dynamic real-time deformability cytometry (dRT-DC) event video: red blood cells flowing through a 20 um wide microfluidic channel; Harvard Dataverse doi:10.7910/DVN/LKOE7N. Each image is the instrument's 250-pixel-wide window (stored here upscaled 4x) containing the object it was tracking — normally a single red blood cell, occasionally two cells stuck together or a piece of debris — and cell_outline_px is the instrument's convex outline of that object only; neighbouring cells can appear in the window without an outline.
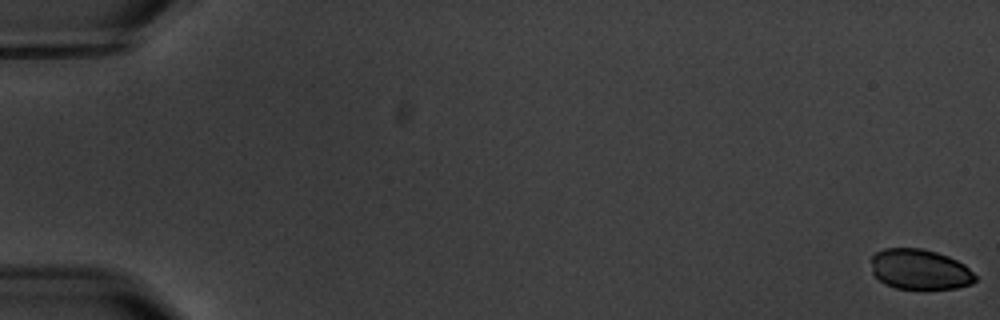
{"species": "common noctule bat (a hibernating species)", "species_latin": "Nyctalus noctula", "temperature_condition": "warm", "stored_images_in_passage": 6, "camera_frame_rate_fps": 3000, "um_per_image_px": 0.085, "animal": {"sex": "male", "body_mass_g": 20.1, "forearm_length_mm": 53.5}, "frame": {"image": 1, "passage_image": 1, "time_ms": 0.0, "image_size_px": [1000, 320], "cell_outline_px": [[976, 280], [972, 284], [956, 288], [896, 288], [884, 284], [872, 272], [872, 256], [876, 252], [884, 248], [920, 248], [936, 252], [948, 256], [964, 264], [976, 276]], "centroid_in_image_um": [78.18, 22.89], "position_along_channel_um": 6.8, "area_um2": 24.28}}
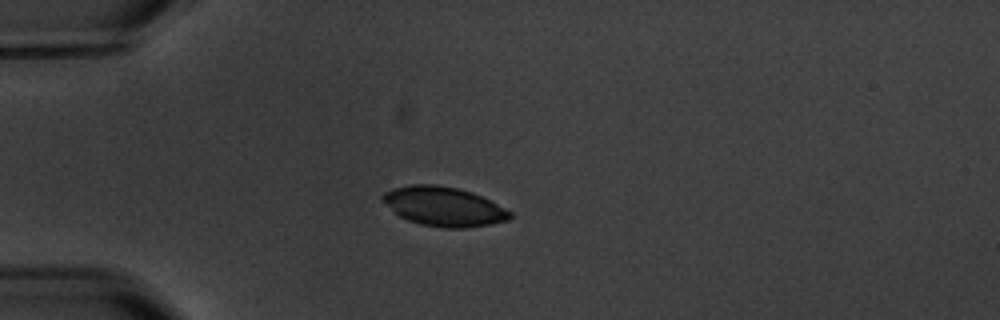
{"frame": {"image": 2, "passage_image": 5, "time_ms": 5.333, "image_size_px": [1000, 320], "cell_outline_px": [[512, 216], [508, 220], [488, 224], [464, 228], [444, 228], [420, 224], [408, 220], [400, 216], [380, 196], [384, 192], [392, 188], [412, 184], [436, 184], [456, 188], [472, 192], [512, 212]], "centroid_in_image_um": [37.71, 17.54], "position_along_channel_um": 47.3, "area_um2": 28.73}}